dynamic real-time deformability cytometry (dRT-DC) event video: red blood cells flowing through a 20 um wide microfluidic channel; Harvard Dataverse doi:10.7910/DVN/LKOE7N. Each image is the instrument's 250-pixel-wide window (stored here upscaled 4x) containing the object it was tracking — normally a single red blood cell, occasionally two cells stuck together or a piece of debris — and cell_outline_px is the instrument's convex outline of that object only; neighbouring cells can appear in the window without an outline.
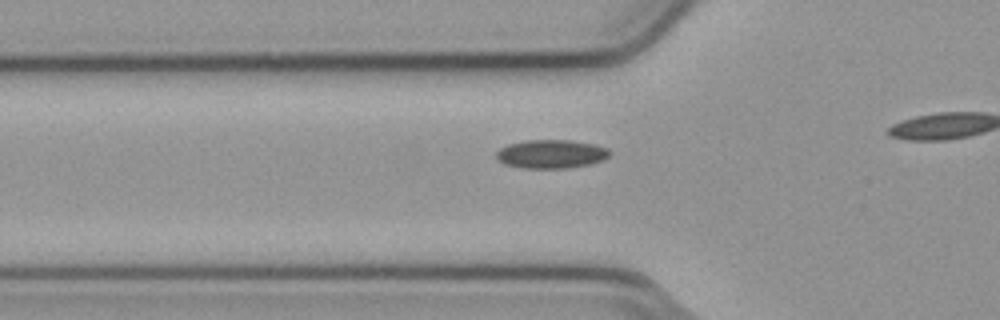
{"species": "common noctule bat (a hibernating species)", "species_latin": "Nyctalus noctula", "temperature_condition": "cold", "stored_images_in_passage": 24, "camera_frame_rate_fps": 3000, "um_per_image_px": 0.085, "animal": {"sex": "male", "body_mass_g": 23.1, "forearm_length_mm": 52.7}, "frame": {"image": 1, "passage_image": 15, "time_ms": 4.667, "image_size_px": [1000, 320], "cell_outline_px": [[612, 152], [604, 160], [588, 164], [568, 168], [520, 168], [504, 164], [496, 156], [496, 152], [500, 148], [508, 144], [524, 140], [572, 140], [596, 144], [608, 148]], "centroid_in_image_um": [46.87, 13.08], "position_along_channel_um": 78.9, "area_um2": 19.07}}
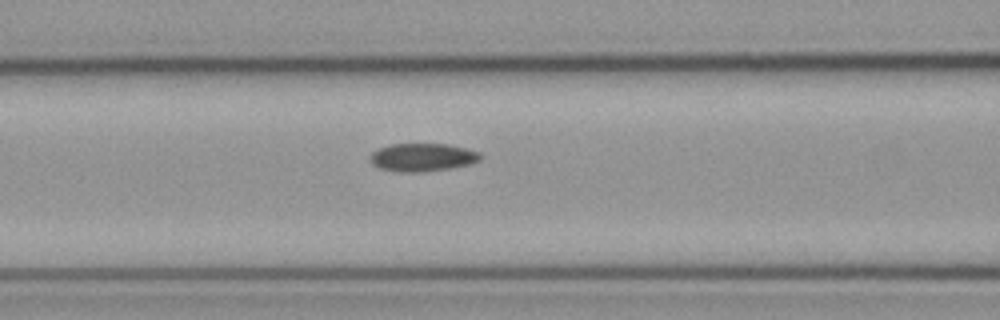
{"frame": {"image": 2, "passage_image": 19, "time_ms": 6.0, "image_size_px": [1000, 320], "cell_outline_px": [[480, 160], [468, 164], [448, 168], [420, 172], [400, 172], [380, 168], [372, 164], [368, 160], [368, 156], [372, 152], [380, 148], [392, 144], [448, 144], [468, 148], [480, 152]], "centroid_in_image_um": [35.88, 13.36], "position_along_channel_um": 130.7, "area_um2": 17.98}}
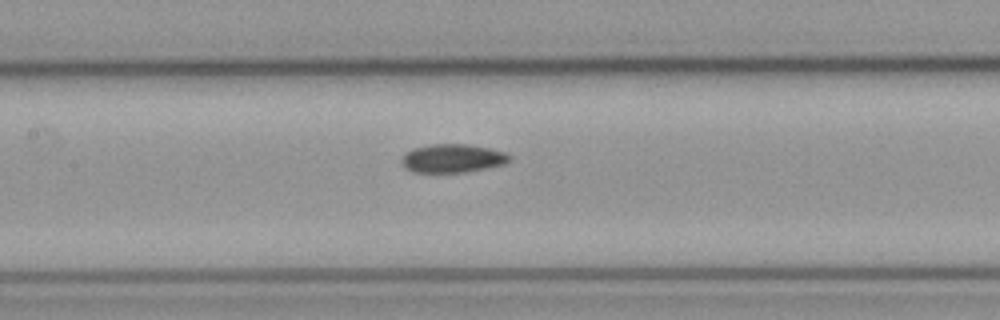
{"frame": {"image": 3, "passage_image": 22, "time_ms": 7.0, "image_size_px": [1000, 320], "cell_outline_px": [[512, 160], [504, 164], [488, 168], [464, 172], [412, 172], [404, 168], [400, 160], [404, 152], [412, 148], [432, 144], [468, 144], [488, 148], [504, 152], [512, 156]], "centroid_in_image_um": [38.44, 13.46], "position_along_channel_um": 169.0, "area_um2": 18.15}}